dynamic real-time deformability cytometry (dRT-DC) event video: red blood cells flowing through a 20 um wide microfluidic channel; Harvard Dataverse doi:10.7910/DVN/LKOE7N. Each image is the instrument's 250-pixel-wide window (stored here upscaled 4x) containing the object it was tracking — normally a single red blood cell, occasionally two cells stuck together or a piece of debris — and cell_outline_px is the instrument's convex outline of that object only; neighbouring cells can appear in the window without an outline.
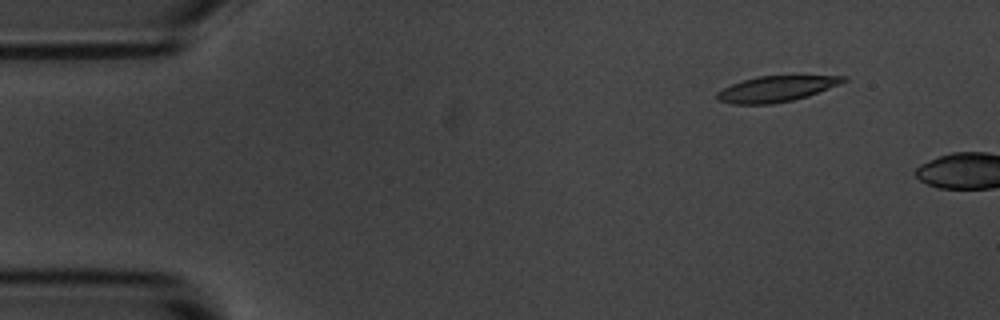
{"species": "common noctule bat (a hibernating species)", "species_latin": "Nyctalus noctula", "temperature_condition": "room temperature", "stored_images_in_passage": 3, "camera_frame_rate_fps": 3000, "um_per_image_px": 0.085, "animal": {"sex": "male", "body_mass_g": 20.1, "forearm_length_mm": 53.5}, "frame": {"image": 1, "passage_image": 2, "time_ms": 1.333, "image_size_px": [1000, 320], "cell_outline_px": [[848, 80], [840, 84], [808, 96], [792, 100], [772, 104], [732, 104], [716, 100], [716, 92], [732, 84], [756, 76], [848, 76]], "centroid_in_image_um": [65.97, 7.56], "position_along_channel_um": 19.0, "area_um2": 18.9}}